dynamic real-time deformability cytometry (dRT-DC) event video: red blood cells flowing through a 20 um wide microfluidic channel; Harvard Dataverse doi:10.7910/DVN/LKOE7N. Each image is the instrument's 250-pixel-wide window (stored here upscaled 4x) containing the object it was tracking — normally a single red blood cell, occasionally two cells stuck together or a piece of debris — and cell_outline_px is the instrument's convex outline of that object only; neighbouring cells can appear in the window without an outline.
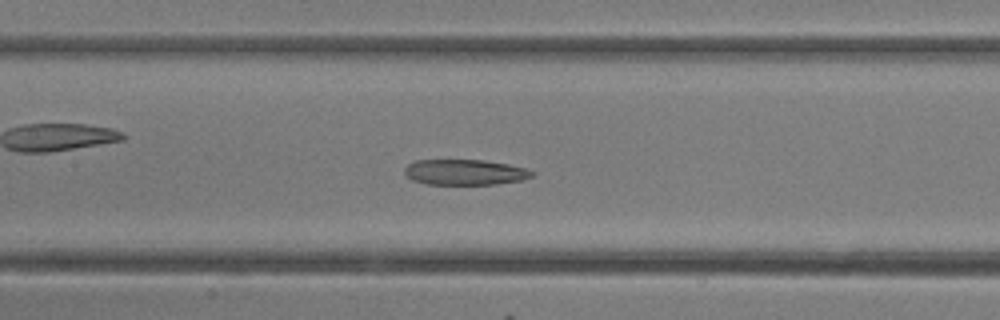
{"species": "common noctule bat (a hibernating species)", "species_latin": "Nyctalus noctula", "temperature_condition": "room temperature", "stored_images_in_passage": 32, "camera_frame_rate_fps": 3000, "um_per_image_px": 0.085, "animal": {"sex": "female"}, "frame": {"image": 1, "passage_image": 14, "time_ms": 4.333, "image_size_px": [1000, 320], "cell_outline_px": [[536, 172], [532, 176], [520, 180], [496, 184], [428, 184], [412, 180], [404, 172], [404, 168], [408, 164], [416, 160], [484, 160], [508, 164], [528, 168]], "centroid_in_image_um": [39.54, 14.63], "position_along_channel_um": 167.9, "area_um2": 18.96}}